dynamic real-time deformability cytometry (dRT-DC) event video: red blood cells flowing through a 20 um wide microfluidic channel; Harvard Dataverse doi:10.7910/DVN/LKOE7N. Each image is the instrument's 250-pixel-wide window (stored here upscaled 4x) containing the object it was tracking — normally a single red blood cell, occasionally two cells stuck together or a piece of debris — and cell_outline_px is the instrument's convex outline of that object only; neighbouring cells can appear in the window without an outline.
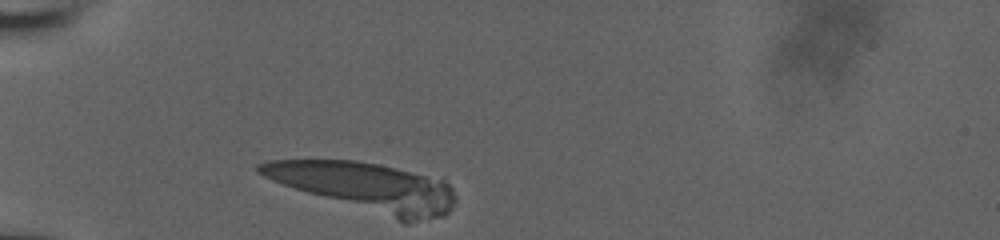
{"species": "human", "species_latin": "Homo sapiens", "temperature_condition": "room temperature", "stored_images_in_passage": 40, "camera_frame_rate_fps": 3000, "um_per_image_px": 0.085, "donor": {"sex": "male"}, "frame": {"image": 1, "passage_image": 1, "time_ms": 0.0, "image_size_px": [1000, 240], "cell_outline_px": [[456, 200], [452, 208], [444, 216], [408, 224], [404, 224], [272, 180], [256, 172], [256, 164], [268, 160], [356, 160], [444, 176], [452, 188], [456, 196]], "centroid_in_image_um": [31.26, 15.89], "position_along_channel_um": 53.7, "area_um2": 56.18}}